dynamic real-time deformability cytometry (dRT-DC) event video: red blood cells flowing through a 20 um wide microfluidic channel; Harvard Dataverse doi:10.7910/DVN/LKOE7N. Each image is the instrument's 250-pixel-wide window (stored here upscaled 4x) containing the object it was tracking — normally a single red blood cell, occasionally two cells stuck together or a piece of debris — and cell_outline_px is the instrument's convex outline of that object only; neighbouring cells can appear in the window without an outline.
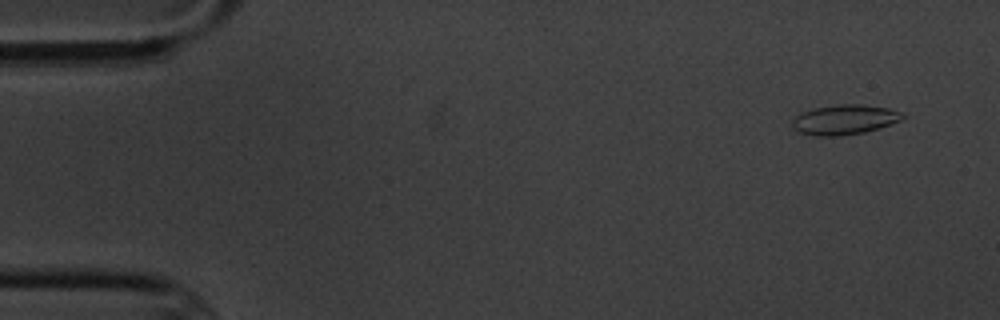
{"species": "common noctule bat (a hibernating species)", "species_latin": "Nyctalus noctula", "temperature_condition": "cold", "stored_images_in_passage": 4, "camera_frame_rate_fps": 3000, "um_per_image_px": 0.085, "animal": {"sex": "male", "body_mass_g": 20.1, "forearm_length_mm": 53.5}, "frame": {"image": 1, "passage_image": 1, "time_ms": 0.0, "image_size_px": [1000, 320], "cell_outline_px": [[904, 116], [900, 120], [864, 132], [840, 136], [816, 136], [796, 132], [792, 128], [792, 120], [796, 116], [804, 112], [816, 108], [840, 104], [860, 104], [888, 108], [904, 112]], "centroid_in_image_um": [71.75, 10.17], "position_along_channel_um": 13.3, "area_um2": 19.02}}